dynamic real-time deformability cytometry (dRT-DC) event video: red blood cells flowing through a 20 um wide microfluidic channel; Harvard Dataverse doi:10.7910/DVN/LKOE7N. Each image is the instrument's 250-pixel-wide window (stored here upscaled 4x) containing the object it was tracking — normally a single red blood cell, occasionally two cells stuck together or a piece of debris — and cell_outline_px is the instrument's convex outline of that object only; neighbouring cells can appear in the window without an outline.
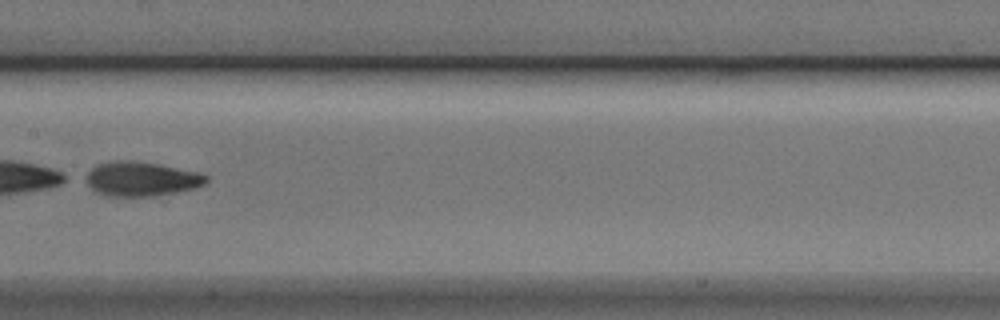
{"species": "Egyptian fruit bat (a non-hibernating species)", "species_latin": "Rousettus aegyptiacus", "temperature_condition": "cold", "stored_images_in_passage": 7, "camera_frame_rate_fps": 3000, "um_per_image_px": 0.085, "animal": {"sex": "male"}, "frame": {"image": 1, "passage_image": 7, "time_ms": 2.0, "image_size_px": [1000, 320], "cell_outline_px": [[208, 180], [204, 184], [196, 188], [176, 192], [152, 196], [108, 196], [96, 192], [88, 184], [88, 172], [92, 168], [100, 164], [116, 160], [128, 160], [156, 164], [200, 172], [208, 176]], "centroid_in_image_um": [12.06, 15.21], "position_along_channel_um": 195.3, "area_um2": 23.76}}